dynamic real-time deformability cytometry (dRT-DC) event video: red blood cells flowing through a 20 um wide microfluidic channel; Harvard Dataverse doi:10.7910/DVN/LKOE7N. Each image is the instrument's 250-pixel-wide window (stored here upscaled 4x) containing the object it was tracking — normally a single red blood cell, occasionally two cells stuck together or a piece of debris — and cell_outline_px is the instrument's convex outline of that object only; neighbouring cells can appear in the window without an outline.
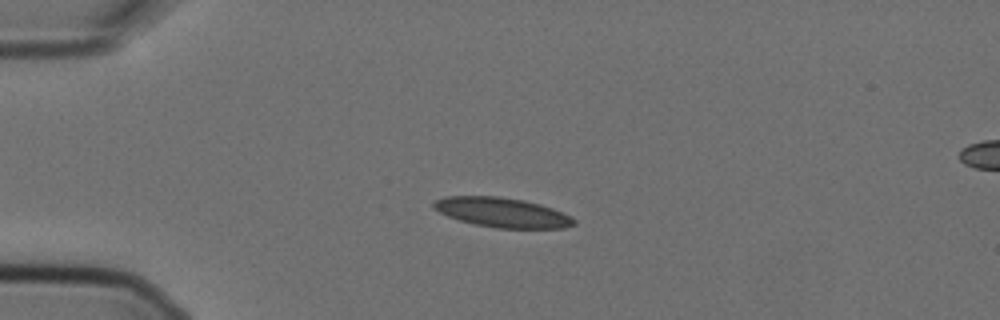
{"species": "Egyptian fruit bat (a non-hibernating species)", "species_latin": "Rousettus aegyptiacus", "temperature_condition": "cold", "stored_images_in_passage": 5, "camera_frame_rate_fps": 3000, "um_per_image_px": 0.085, "animal": {"sex": "female"}, "frame": {"image": 1, "passage_image": 3, "time_ms": 0.667, "image_size_px": [1000, 320], "cell_outline_px": [[576, 224], [564, 228], [496, 228], [472, 224], [448, 216], [432, 208], [432, 204], [436, 200], [444, 196], [500, 196], [524, 200], [540, 204], [564, 212], [572, 216], [576, 220]], "centroid_in_image_um": [42.71, 18.06], "position_along_channel_um": 42.3, "area_um2": 24.45}}
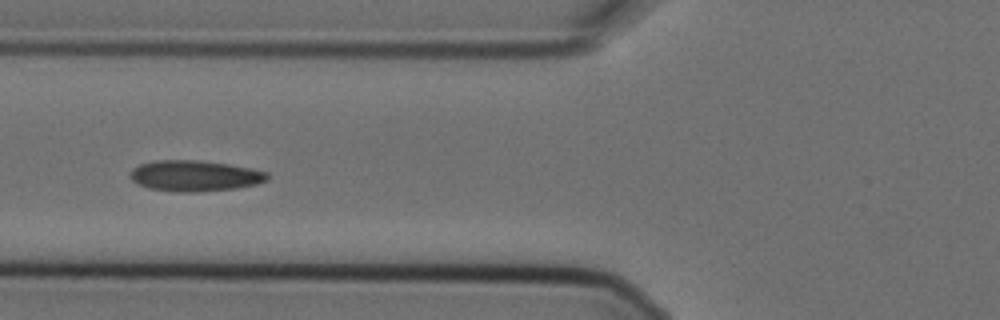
{"frame": {"image": 2, "passage_image": 5, "time_ms": 1.333, "image_size_px": [1000, 320], "cell_outline_px": [[268, 180], [256, 184], [236, 188], [196, 192], [180, 192], [148, 188], [136, 184], [132, 180], [132, 168], [140, 164], [156, 160], [196, 160], [228, 164], [252, 168], [268, 172]], "centroid_in_image_um": [16.57, 14.94], "position_along_channel_um": 109.2, "area_um2": 24.62}}